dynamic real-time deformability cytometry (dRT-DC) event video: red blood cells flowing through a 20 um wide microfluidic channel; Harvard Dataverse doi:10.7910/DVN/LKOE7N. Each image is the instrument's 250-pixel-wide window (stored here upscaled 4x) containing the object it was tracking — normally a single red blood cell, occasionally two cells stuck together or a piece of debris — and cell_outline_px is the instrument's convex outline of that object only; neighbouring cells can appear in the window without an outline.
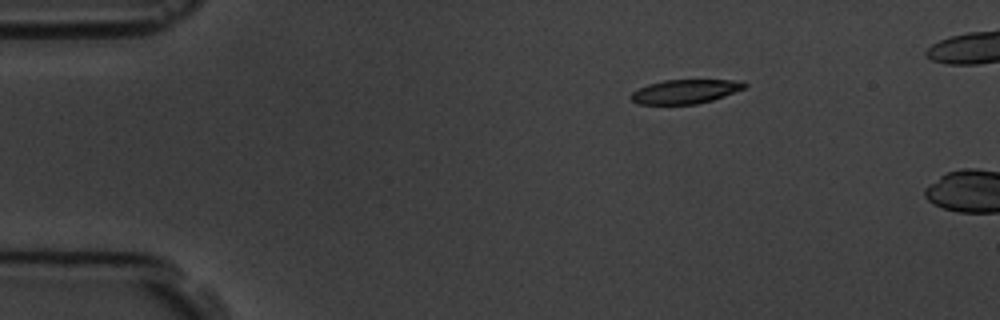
{"species": "common noctule bat (a hibernating species)", "species_latin": "Nyctalus noctula", "temperature_condition": "room temperature", "stored_images_in_passage": 2, "camera_frame_rate_fps": 3000, "um_per_image_px": 0.085, "animal": {"sex": "male", "body_mass_g": 19.5, "forearm_length_mm": 54.6}, "frame": {"image": 1, "passage_image": 1, "time_ms": 0.0, "image_size_px": [1000, 320], "cell_outline_px": [[748, 84], [744, 88], [724, 96], [712, 100], [696, 104], [640, 104], [632, 100], [628, 96], [632, 92], [648, 84], [664, 80], [744, 80]], "centroid_in_image_um": [58.25, 7.77], "position_along_channel_um": 26.7, "area_um2": 15.9}}